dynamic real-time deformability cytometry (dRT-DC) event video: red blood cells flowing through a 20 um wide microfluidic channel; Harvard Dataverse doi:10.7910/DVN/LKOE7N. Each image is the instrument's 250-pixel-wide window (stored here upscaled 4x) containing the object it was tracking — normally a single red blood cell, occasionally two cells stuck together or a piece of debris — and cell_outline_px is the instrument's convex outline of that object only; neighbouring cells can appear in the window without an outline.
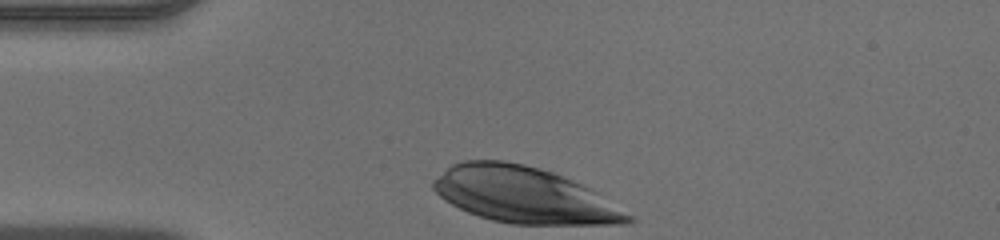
{"species": "human", "species_latin": "Homo sapiens", "temperature_condition": "warm", "stored_images_in_passage": 29, "camera_frame_rate_fps": 3000, "um_per_image_px": 0.085, "donor": {"sex": "male"}, "frame": {"image": 1, "passage_image": 1, "time_ms": 0.0, "image_size_px": [1000, 240], "cell_outline_px": [[636, 220], [624, 224], [508, 224], [492, 220], [468, 212], [444, 200], [432, 188], [432, 180], [452, 164], [464, 160], [504, 160], [524, 164], [552, 172], [572, 180], [596, 192], [632, 216]], "centroid_in_image_um": [44.5, 16.58], "position_along_channel_um": 40.5, "area_um2": 63.06}}
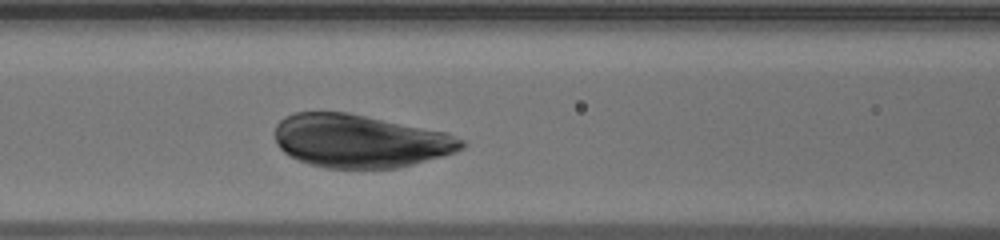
{"frame": {"image": 2, "passage_image": 10, "time_ms": 3.0, "image_size_px": [1000, 240], "cell_outline_px": [[464, 148], [456, 152], [412, 164], [396, 168], [328, 168], [308, 164], [284, 152], [276, 144], [276, 124], [284, 116], [296, 112], [348, 112], [448, 132], [464, 140]], "centroid_in_image_um": [30.61, 11.97], "position_along_channel_um": 136.0, "area_um2": 57.8}}
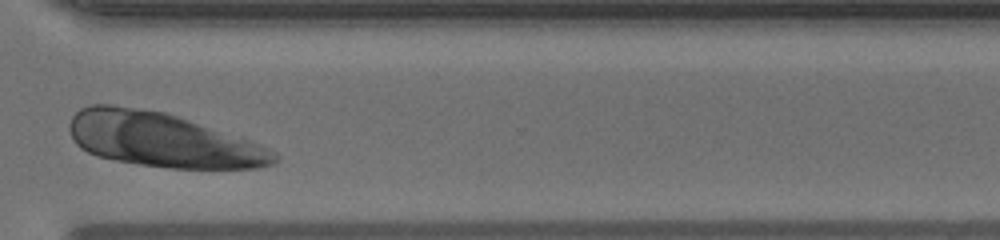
{"frame": {"image": 3, "passage_image": 26, "time_ms": 8.333, "image_size_px": [1000, 240], "cell_outline_px": [[280, 156], [276, 164], [256, 168], [168, 168], [140, 164], [116, 160], [96, 156], [80, 148], [72, 140], [68, 128], [68, 124], [72, 116], [80, 108], [88, 104], [112, 104], [140, 108], [164, 112], [248, 140], [276, 152]], "centroid_in_image_um": [13.74, 11.89], "position_along_channel_um": 356.9, "area_um2": 64.62}}